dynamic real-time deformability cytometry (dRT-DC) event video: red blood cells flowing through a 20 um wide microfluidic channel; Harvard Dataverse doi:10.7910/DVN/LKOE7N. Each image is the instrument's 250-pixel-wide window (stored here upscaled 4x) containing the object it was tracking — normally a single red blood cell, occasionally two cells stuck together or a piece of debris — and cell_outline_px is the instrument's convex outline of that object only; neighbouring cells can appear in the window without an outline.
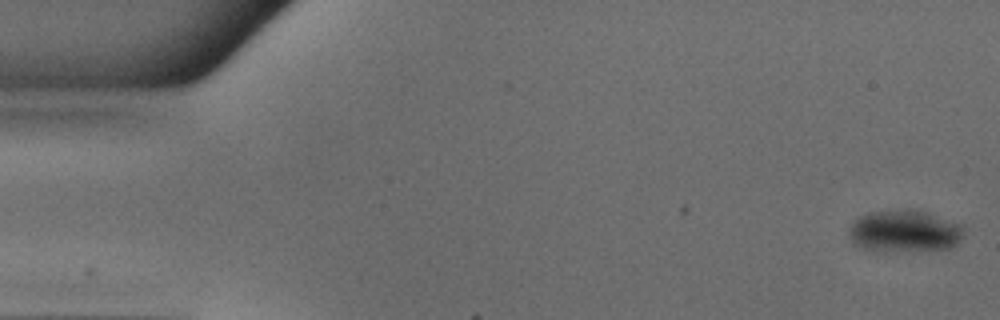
{"species": "common noctule bat (a hibernating species)", "species_latin": "Nyctalus noctula", "temperature_condition": "warm", "stored_images_in_passage": 50, "camera_frame_rate_fps": 3000, "um_per_image_px": 0.085, "animal": {"sex": "male", "body_mass_g": 18.8}, "frame": {"image": 1, "passage_image": 1, "time_ms": 0.0, "image_size_px": [1000, 320], "cell_outline_px": [[964, 236], [952, 248], [908, 252], [884, 252], [864, 248], [852, 244], [848, 232], [848, 228], [860, 216], [872, 212], [928, 212], [960, 224], [964, 228]], "centroid_in_image_um": [76.9, 19.72], "position_along_channel_um": 8.1, "area_um2": 27.98}}
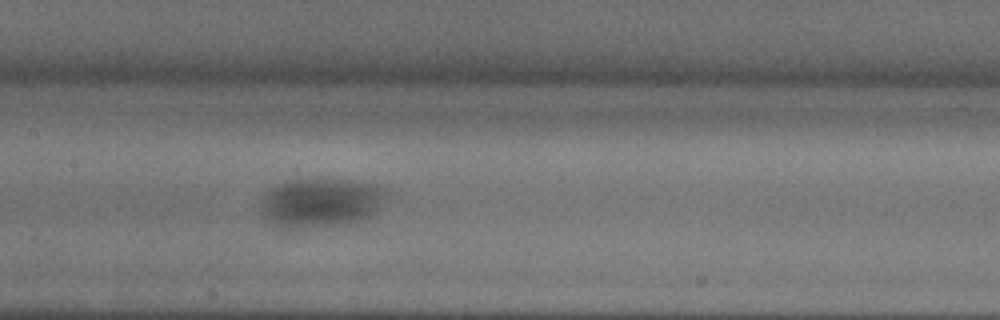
{"frame": {"image": 2, "passage_image": 24, "time_ms": 7.667, "image_size_px": [1000, 320], "cell_outline_px": [[388, 192], [380, 208], [376, 212], [360, 220], [328, 224], [272, 224], [264, 216], [264, 192], [280, 184], [296, 180], [348, 180], [376, 184], [388, 188]], "centroid_in_image_um": [27.4, 17.14], "position_along_channel_um": 180.0, "area_um2": 33.93}}
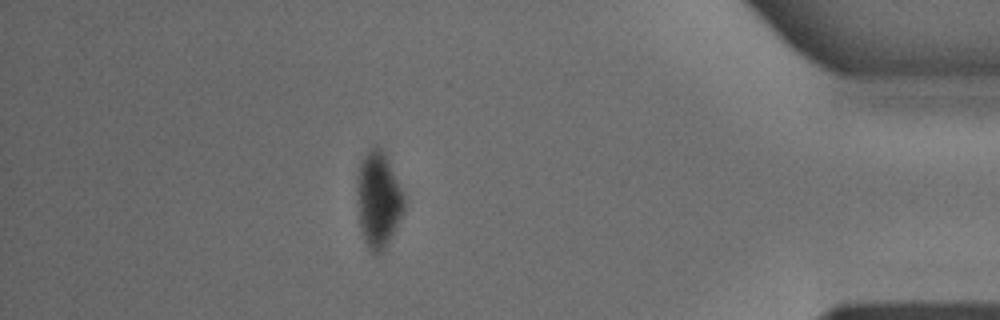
{"frame": {"image": 3, "passage_image": 44, "time_ms": 14.333, "image_size_px": [1000, 320], "cell_outline_px": [[404, 212], [388, 240], [380, 252], [376, 256], [368, 248], [364, 240], [360, 224], [356, 192], [356, 176], [360, 160], [376, 144], [384, 152], [388, 160], [404, 196]], "centroid_in_image_um": [32.12, 16.93], "position_along_channel_um": 403.1, "area_um2": 25.95}}